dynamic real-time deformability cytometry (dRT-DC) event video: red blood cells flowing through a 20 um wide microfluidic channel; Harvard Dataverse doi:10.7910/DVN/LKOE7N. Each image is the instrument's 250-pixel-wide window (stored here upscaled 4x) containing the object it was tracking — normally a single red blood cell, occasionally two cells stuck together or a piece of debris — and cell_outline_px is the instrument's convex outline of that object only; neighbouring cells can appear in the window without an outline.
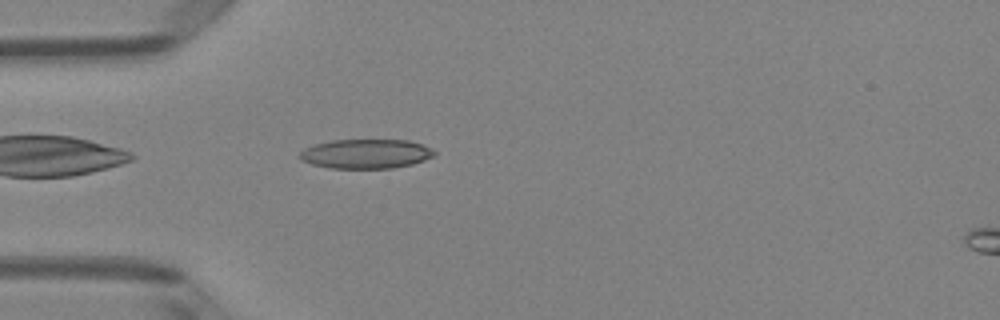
{"species": "Egyptian fruit bat (a non-hibernating species)", "species_latin": "Rousettus aegyptiacus", "temperature_condition": "room temperature", "stored_images_in_passage": 5, "segment_of_instrument_passage": [1, 2], "camera_frame_rate_fps": 3000, "um_per_image_px": 0.085, "animal": {"sex": "female"}, "frame": {"image": 1, "passage_image": 4, "time_ms": 1.0, "image_size_px": [1000, 320], "cell_outline_px": [[436, 152], [432, 156], [424, 160], [412, 164], [392, 168], [332, 168], [312, 164], [300, 160], [300, 152], [304, 148], [316, 144], [332, 140], [408, 140], [432, 148]], "centroid_in_image_um": [31.1, 13.07], "position_along_channel_um": 53.9, "area_um2": 22.89}}